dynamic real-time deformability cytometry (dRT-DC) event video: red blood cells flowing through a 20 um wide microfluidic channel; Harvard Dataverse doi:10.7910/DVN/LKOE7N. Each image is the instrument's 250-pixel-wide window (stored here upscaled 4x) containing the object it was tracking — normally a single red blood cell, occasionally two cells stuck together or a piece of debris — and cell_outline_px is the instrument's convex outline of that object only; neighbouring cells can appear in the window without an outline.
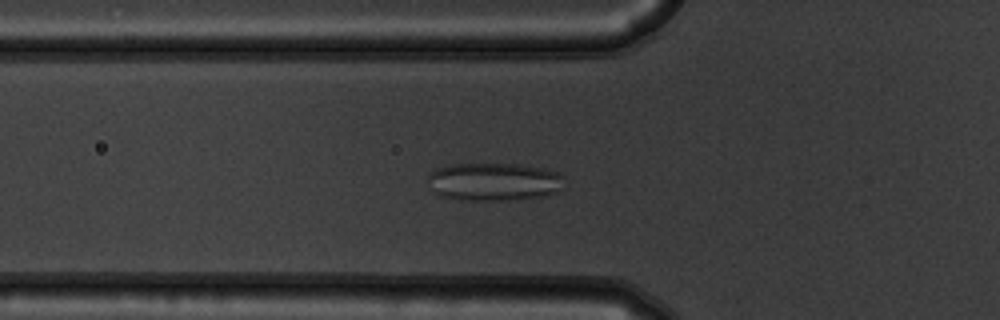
{"species": "common noctule bat (a hibernating species)", "species_latin": "Nyctalus noctula", "temperature_condition": "warm", "stored_images_in_passage": 54, "camera_frame_rate_fps": 3000, "um_per_image_px": 0.085, "animal": {"sex": "male", "body_mass_g": 19.5, "forearm_length_mm": 54.6}, "frame": {"image": 1, "passage_image": 19, "time_ms": 6.0, "image_size_px": [1000, 320], "cell_outline_px": [[564, 176], [560, 192], [548, 196], [508, 200], [456, 200], [440, 196], [432, 192], [428, 188], [424, 180], [428, 172], [444, 164], [524, 164], [544, 168], [556, 172]], "centroid_in_image_um": [41.9, 15.45], "position_along_channel_um": 83.9, "area_um2": 31.33}}
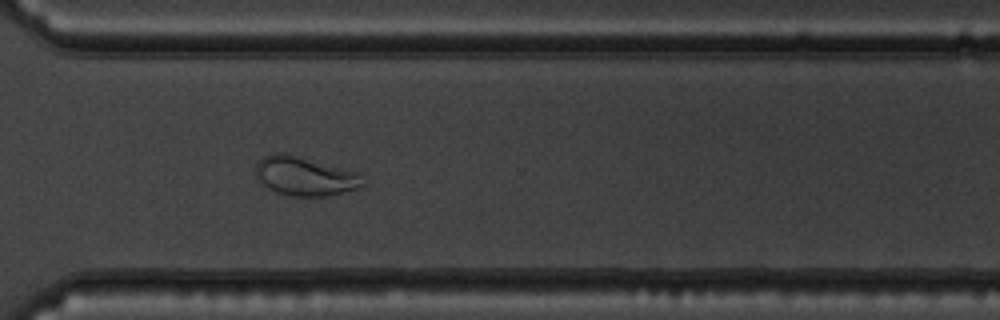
{"frame": {"image": 2, "passage_image": 40, "time_ms": 13.0, "image_size_px": [1000, 320], "cell_outline_px": [[364, 184], [360, 188], [328, 196], [292, 196], [276, 192], [264, 184], [256, 176], [256, 164], [264, 156], [272, 152], [284, 152], [360, 172]], "centroid_in_image_um": [25.95, 14.96], "position_along_channel_um": 344.7, "area_um2": 24.45}}
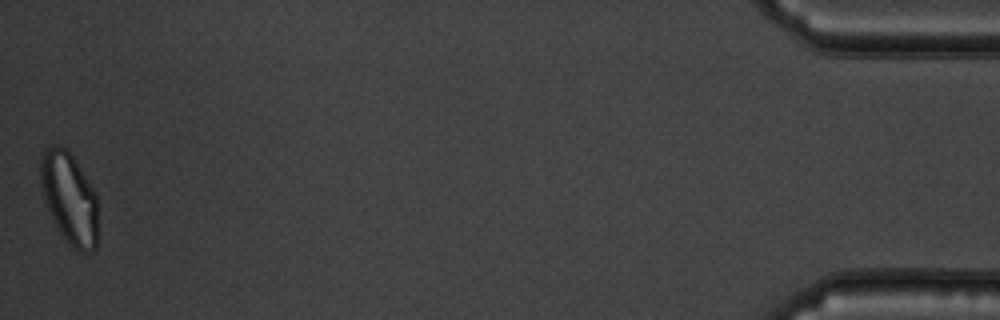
{"frame": {"image": 3, "passage_image": 54, "time_ms": 17.667, "image_size_px": [1000, 320], "cell_outline_px": [[96, 248], [92, 252], [80, 252], [72, 248], [68, 244], [60, 232], [48, 212], [44, 200], [40, 184], [40, 156], [44, 148], [48, 144], [56, 144], [68, 148], [92, 188], [96, 196]], "centroid_in_image_um": [5.84, 16.8], "position_along_channel_um": 429.4, "area_um2": 30.87}, "authors_computed_cell_mechanics": {"area_um2": 28.9578, "velocity_mm_per_s": 3.7249, "shape_relaxation_time_tau1_ms": null, "shape_relaxation_time_tau2_ms": 0.5941, "deformation_change_tau1": null, "deformation_change_tau2": 0.0737}}